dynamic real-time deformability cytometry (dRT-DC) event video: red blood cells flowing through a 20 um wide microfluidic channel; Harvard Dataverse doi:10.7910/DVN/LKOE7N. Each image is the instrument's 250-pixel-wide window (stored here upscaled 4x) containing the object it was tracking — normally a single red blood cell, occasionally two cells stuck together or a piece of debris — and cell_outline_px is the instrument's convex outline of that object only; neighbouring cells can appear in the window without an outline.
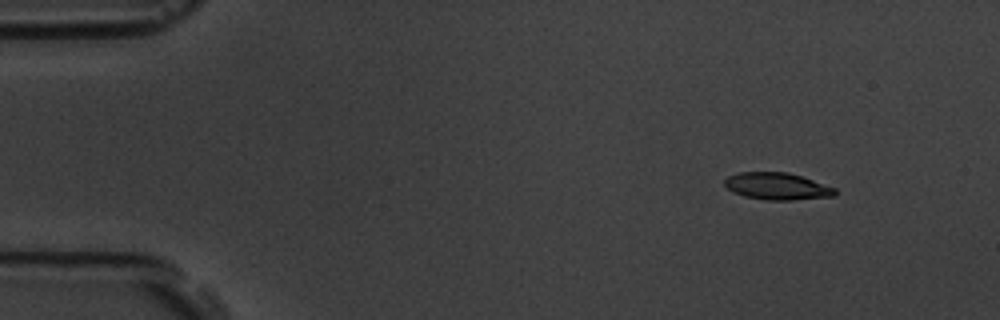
{"species": "common noctule bat (a hibernating species)", "species_latin": "Nyctalus noctula", "temperature_condition": "room temperature", "stored_images_in_passage": 5, "camera_frame_rate_fps": 3000, "um_per_image_px": 0.085, "animal": {"sex": "male", "body_mass_g": 19.5, "forearm_length_mm": 54.6}, "frame": {"image": 1, "passage_image": 2, "time_ms": 1.333, "image_size_px": [1000, 320], "cell_outline_px": [[836, 196], [792, 200], [764, 200], [744, 196], [732, 192], [724, 184], [724, 180], [728, 176], [740, 172], [788, 172], [836, 188]], "centroid_in_image_um": [66.04, 15.84], "position_along_channel_um": 19.0, "area_um2": 17.4}}
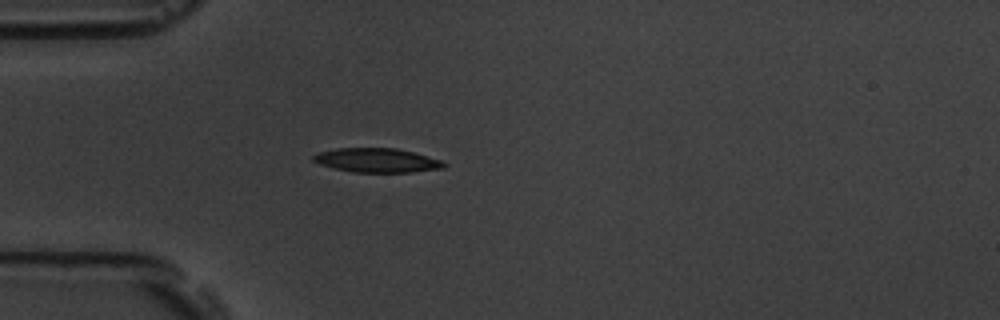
{"frame": {"image": 2, "passage_image": 5, "time_ms": 4.667, "image_size_px": [1000, 320], "cell_outline_px": [[448, 164], [444, 168], [412, 172], [352, 172], [320, 164], [312, 160], [312, 156], [316, 152], [336, 148], [396, 148], [444, 160]], "centroid_in_image_um": [32.06, 13.62], "position_along_channel_um": 52.9, "area_um2": 18.5}}